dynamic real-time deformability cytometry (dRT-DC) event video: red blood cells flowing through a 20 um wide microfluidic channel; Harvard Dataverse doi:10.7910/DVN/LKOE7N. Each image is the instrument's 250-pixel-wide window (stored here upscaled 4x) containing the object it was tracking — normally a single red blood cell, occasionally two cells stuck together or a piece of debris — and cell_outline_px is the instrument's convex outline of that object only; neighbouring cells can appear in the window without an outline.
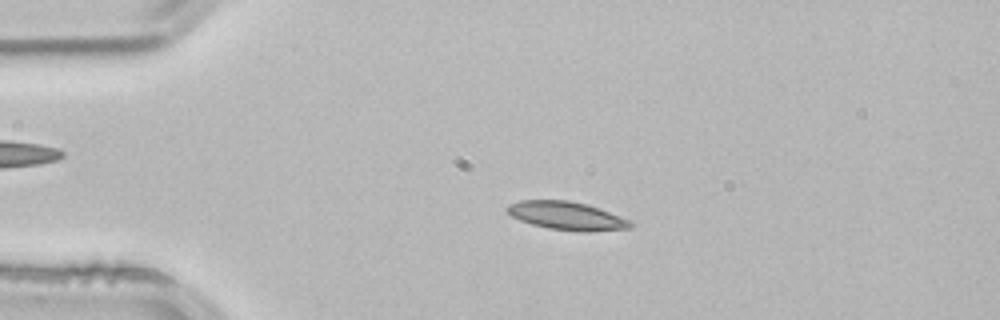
{"species": "common noctule bat (a hibernating species)", "species_latin": "Nyctalus noctula", "temperature_condition": "room temperature", "stored_images_in_passage": 53, "camera_frame_rate_fps": 3000, "um_per_image_px": 0.085, "animal": {"sex": "male", "body_mass_g": 21.5, "forearm_length_mm": 52.0}, "frame": {"image": 1, "passage_image": 12, "time_ms": 3.667, "image_size_px": [1000, 320], "cell_outline_px": [[632, 228], [588, 232], [548, 228], [532, 224], [520, 220], [512, 216], [508, 212], [508, 204], [520, 200], [568, 200], [588, 204], [632, 220]], "centroid_in_image_um": [48.22, 18.34], "position_along_channel_um": 36.8, "area_um2": 20.29}}
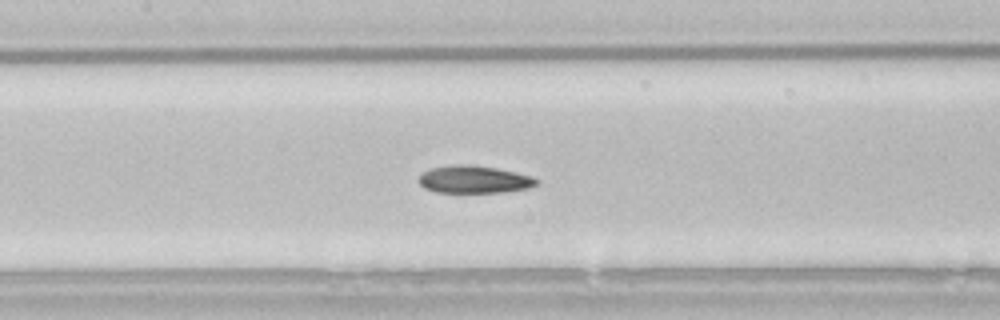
{"frame": {"image": 2, "passage_image": 25, "time_ms": 8.0, "image_size_px": [1000, 320], "cell_outline_px": [[540, 180], [536, 184], [528, 188], [500, 192], [436, 192], [424, 188], [420, 184], [420, 176], [424, 172], [432, 168], [460, 164], [496, 168], [516, 172], [532, 176]], "centroid_in_image_um": [40.32, 15.26], "position_along_channel_um": 167.1, "area_um2": 18.5}}
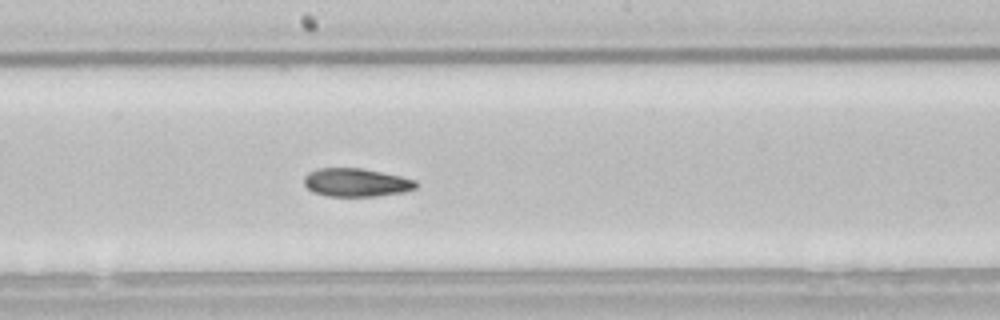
{"frame": {"image": 3, "passage_image": 29, "time_ms": 9.333, "image_size_px": [1000, 320], "cell_outline_px": [[416, 188], [400, 192], [376, 196], [328, 196], [312, 192], [304, 184], [304, 176], [308, 172], [316, 168], [360, 168], [400, 176], [416, 180]], "centroid_in_image_um": [30.22, 15.5], "position_along_channel_um": 218.0, "area_um2": 18.32}, "authors_computed_cell_mechanics": {"area_um2": 19.1896, "velocity_mm_per_s": 3.8215, "shape_relaxation_time_tau1_ms": 6.644, "shape_relaxation_time_tau2_ms": 4.5756, "deformation_change_tau1": 0.1677, "deformation_change_tau2": 0.1123}}